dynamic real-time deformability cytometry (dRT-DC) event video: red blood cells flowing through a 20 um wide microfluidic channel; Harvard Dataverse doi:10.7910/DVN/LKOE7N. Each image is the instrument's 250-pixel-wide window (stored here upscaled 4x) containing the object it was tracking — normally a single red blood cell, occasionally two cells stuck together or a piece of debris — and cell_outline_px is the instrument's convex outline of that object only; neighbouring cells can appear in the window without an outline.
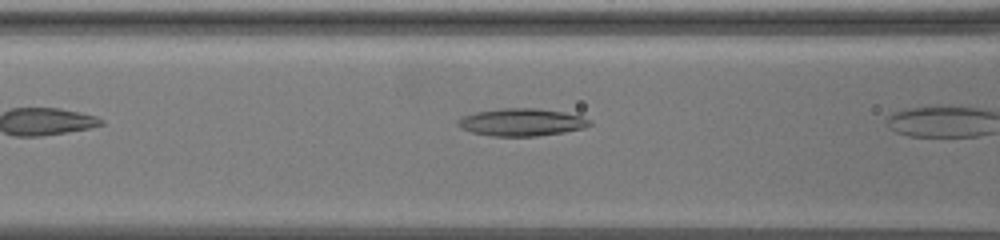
{"species": "common noctule bat (a hibernating species)", "species_latin": "Nyctalus noctula", "temperature_condition": "warm", "stored_images_in_passage": 4, "camera_frame_rate_fps": 3000, "um_per_image_px": 0.085, "animal": {"sex": "female", "body_mass_g": 19.5, "forearm_length_mm": 54.1}, "frame": {"image": 1, "passage_image": 3, "time_ms": 0.667, "image_size_px": [1000, 240], "cell_outline_px": [[592, 124], [584, 128], [564, 132], [536, 136], [492, 136], [472, 132], [460, 128], [456, 124], [456, 120], [464, 116], [476, 112], [504, 108], [536, 108], [564, 112], [580, 116], [588, 120]], "centroid_in_image_um": [44.31, 10.39], "position_along_channel_um": 122.3, "area_um2": 20.98}}